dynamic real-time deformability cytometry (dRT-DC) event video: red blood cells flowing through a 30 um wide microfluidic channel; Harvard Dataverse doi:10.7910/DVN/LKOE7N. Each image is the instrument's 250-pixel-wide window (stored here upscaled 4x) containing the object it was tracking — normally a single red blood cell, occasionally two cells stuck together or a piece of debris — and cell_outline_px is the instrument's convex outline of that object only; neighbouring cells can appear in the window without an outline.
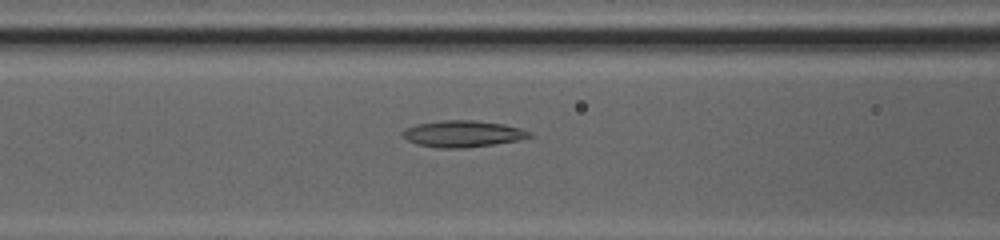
{"species": "common noctule bat (a hibernating species)", "species_latin": "Nyctalus noctula", "temperature_condition": "cold", "stored_images_in_passage": 32, "camera_frame_rate_fps": 3000, "um_per_image_px": 0.085, "animal": {"sex": "female", "body_mass_g": 20.0, "forearm_length_mm": 54.0}, "frame": {"image": 1, "passage_image": 5, "time_ms": 1.333, "image_size_px": [1000, 240], "cell_outline_px": [[536, 136], [520, 140], [464, 148], [440, 148], [416, 144], [408, 140], [400, 132], [404, 128], [416, 124], [444, 120], [476, 120], [504, 124], [520, 128], [532, 132]], "centroid_in_image_um": [39.36, 11.37], "position_along_channel_um": 127.2, "area_um2": 19.77}}
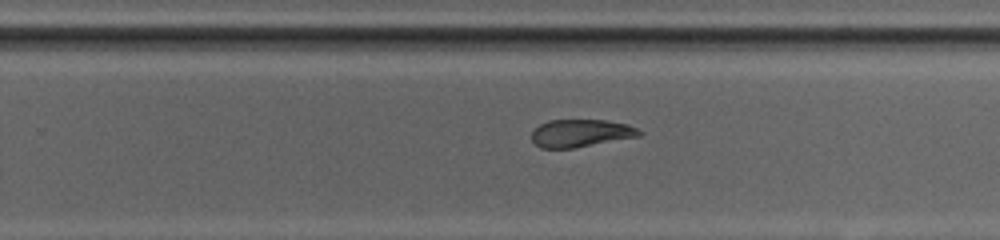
{"frame": {"image": 2, "passage_image": 16, "time_ms": 5.0, "image_size_px": [1000, 240], "cell_outline_px": [[644, 132], [640, 136], [572, 148], [540, 148], [532, 140], [532, 132], [540, 124], [548, 120], [604, 120], [628, 124]], "centroid_in_image_um": [49.37, 11.31], "position_along_channel_um": 280.4, "area_um2": 17.22}}
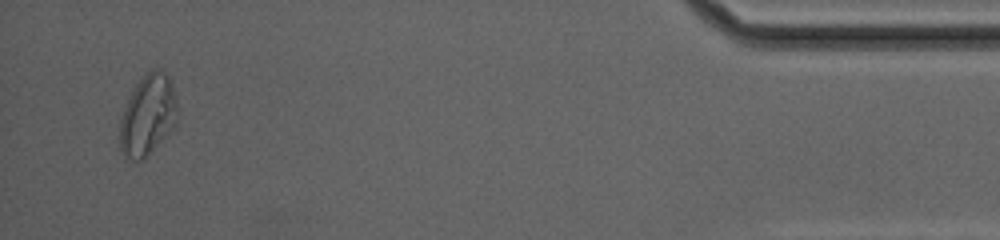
{"frame": {"image": 3, "passage_image": 31, "time_ms": 10.0, "image_size_px": [1000, 240], "cell_outline_px": [[176, 124], [168, 136], [144, 160], [132, 160], [124, 156], [120, 148], [120, 120], [124, 108], [136, 84], [152, 68], [160, 68], [168, 76], [172, 84], [176, 100]], "centroid_in_image_um": [12.57, 9.83], "position_along_channel_um": 422.6, "area_um2": 27.11}, "authors_computed_cell_mechanics": {"area_um2": 19.2474, "velocity_mm_per_s": 4.1878, "shape_relaxation_time_tau1_ms": null, "shape_relaxation_time_tau2_ms": 1.6636, "deformation_change_tau1": null, "deformation_change_tau2": 0.0779}}